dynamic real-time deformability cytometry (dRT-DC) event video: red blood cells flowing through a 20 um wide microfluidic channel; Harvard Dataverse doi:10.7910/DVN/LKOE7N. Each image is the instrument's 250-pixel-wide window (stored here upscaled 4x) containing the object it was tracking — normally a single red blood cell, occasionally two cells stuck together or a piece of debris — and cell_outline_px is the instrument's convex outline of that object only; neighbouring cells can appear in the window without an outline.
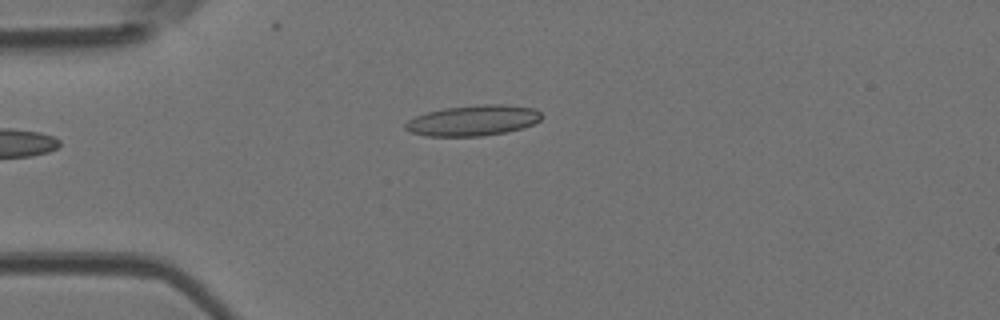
{"species": "Egyptian fruit bat (a non-hibernating species)", "species_latin": "Rousettus aegyptiacus", "temperature_condition": "room temperature", "stored_images_in_passage": 4, "camera_frame_rate_fps": 3000, "um_per_image_px": 0.085, "animal": {"sex": "female"}, "frame": {"image": 1, "passage_image": 4, "time_ms": 1.0, "image_size_px": [1000, 320], "cell_outline_px": [[544, 116], [540, 120], [524, 128], [484, 136], [424, 136], [412, 132], [404, 128], [404, 124], [408, 120], [416, 116], [428, 112], [444, 108], [484, 104], [504, 104], [532, 108], [540, 112]], "centroid_in_image_um": [40.22, 10.24], "position_along_channel_um": 44.8, "area_um2": 24.28}}